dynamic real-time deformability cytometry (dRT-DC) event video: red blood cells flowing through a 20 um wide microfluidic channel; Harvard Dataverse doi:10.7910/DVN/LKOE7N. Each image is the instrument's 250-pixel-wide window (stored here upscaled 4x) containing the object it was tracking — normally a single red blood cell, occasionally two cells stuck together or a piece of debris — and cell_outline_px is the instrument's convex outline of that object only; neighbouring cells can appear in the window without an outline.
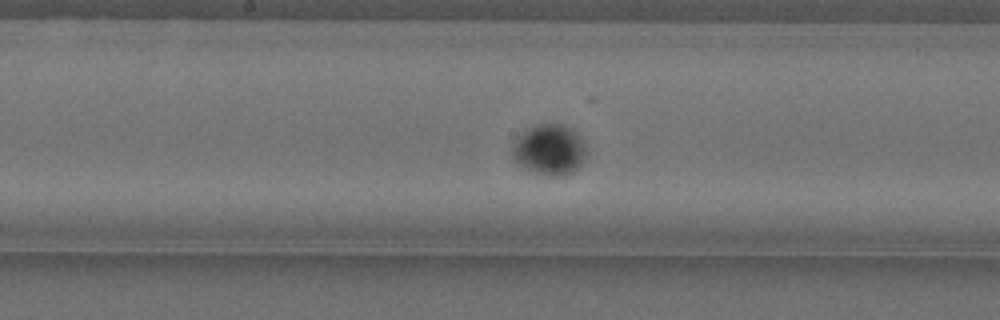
{"species": "Egyptian fruit bat (a non-hibernating species)", "species_latin": "Rousettus aegyptiacus", "temperature_condition": "cold", "stored_images_in_passage": 40, "camera_frame_rate_fps": 3000, "um_per_image_px": 0.085, "animal": {"sex": "female"}, "frame": {"image": 1, "passage_image": 14, "time_ms": 4.333, "image_size_px": [1000, 320], "cell_outline_px": [[588, 152], [580, 168], [576, 172], [568, 176], [544, 176], [520, 168], [512, 156], [512, 148], [516, 140], [524, 132], [540, 124], [560, 124], [576, 132], [580, 136]], "centroid_in_image_um": [46.74, 12.8], "position_along_channel_um": 201.5, "area_um2": 22.2}}
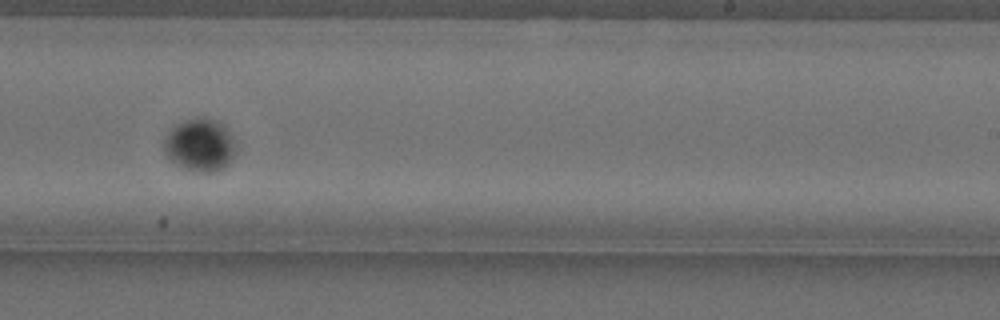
{"frame": {"image": 2, "passage_image": 20, "time_ms": 6.333, "image_size_px": [1000, 320], "cell_outline_px": [[236, 152], [228, 164], [224, 168], [216, 172], [192, 172], [184, 168], [172, 160], [164, 152], [164, 140], [168, 132], [176, 124], [184, 120], [216, 120], [224, 124], [232, 136], [236, 144]], "centroid_in_image_um": [17.03, 12.37], "position_along_channel_um": 272.0, "area_um2": 21.91}}
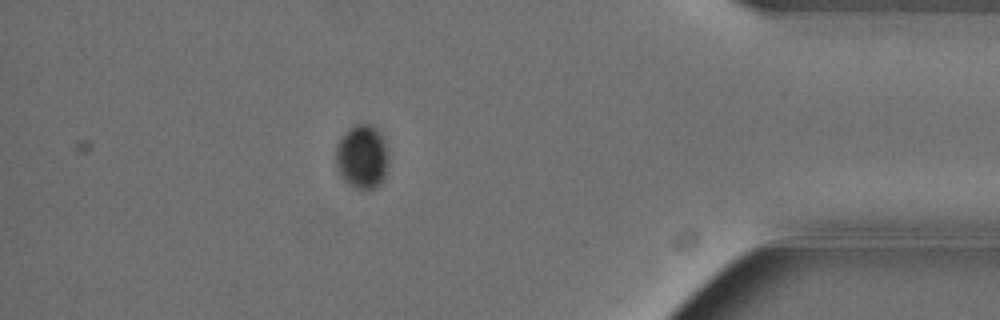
{"frame": {"image": 3, "passage_image": 34, "time_ms": 11.0, "image_size_px": [1000, 320], "cell_outline_px": [[388, 164], [384, 180], [376, 188], [356, 188], [348, 184], [336, 172], [336, 148], [340, 140], [356, 124], [368, 124], [376, 128], [380, 132], [384, 140], [388, 156]], "centroid_in_image_um": [30.79, 13.37], "position_along_channel_um": 404.4, "area_um2": 19.54}}